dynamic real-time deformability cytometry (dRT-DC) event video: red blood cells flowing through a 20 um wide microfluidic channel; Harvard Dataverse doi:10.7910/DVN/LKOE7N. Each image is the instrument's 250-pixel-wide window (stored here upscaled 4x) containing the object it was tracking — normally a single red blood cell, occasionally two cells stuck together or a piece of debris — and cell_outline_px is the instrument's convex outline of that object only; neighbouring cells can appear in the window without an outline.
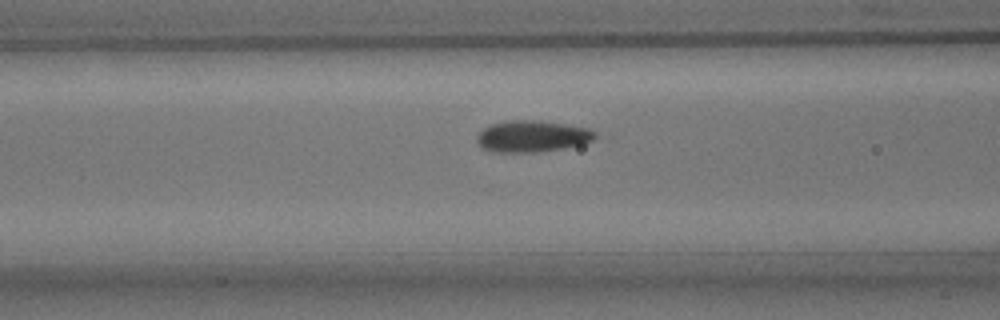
{"species": "common noctule bat (a hibernating species)", "species_latin": "Nyctalus noctula", "temperature_condition": "room temperature", "stored_images_in_passage": 32, "camera_frame_rate_fps": 3000, "um_per_image_px": 0.085, "animal": {"sex": "male", "body_mass_g": 15.6}, "frame": {"image": 1, "passage_image": 6, "time_ms": 1.667, "image_size_px": [1000, 320], "cell_outline_px": [[596, 136], [592, 140], [580, 144], [564, 148], [540, 152], [492, 152], [480, 148], [476, 140], [476, 136], [484, 128], [492, 124], [512, 120], [536, 120], [564, 124], [588, 128]], "centroid_in_image_um": [45.17, 11.6], "position_along_channel_um": 121.4, "area_um2": 21.56}}
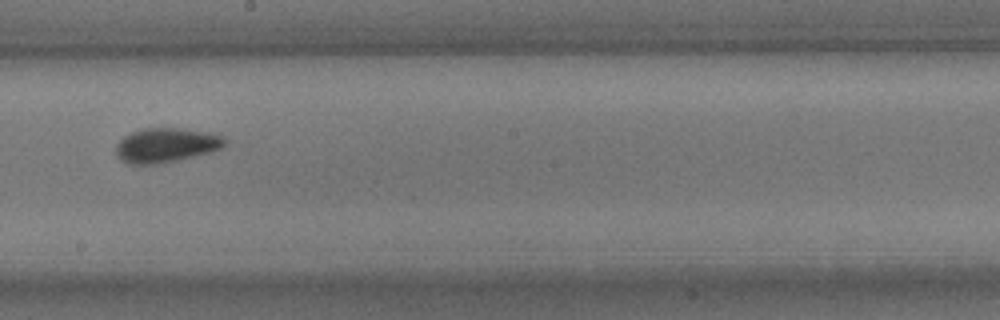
{"frame": {"image": 2, "passage_image": 15, "time_ms": 4.667, "image_size_px": [1000, 320], "cell_outline_px": [[228, 140], [220, 148], [212, 152], [176, 160], [156, 164], [128, 164], [120, 160], [116, 152], [116, 144], [124, 136], [132, 132], [144, 128], [184, 128], [216, 132], [224, 136]], "centroid_in_image_um": [14.16, 12.32], "position_along_channel_um": 234.0, "area_um2": 22.14}}
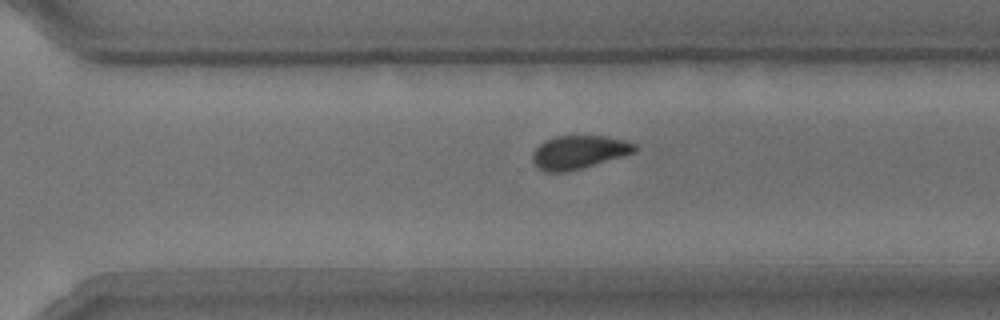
{"frame": {"image": 3, "passage_image": 22, "time_ms": 7.0, "image_size_px": [1000, 320], "cell_outline_px": [[636, 152], [580, 168], [564, 172], [544, 172], [532, 160], [532, 152], [544, 140], [556, 136], [608, 136], [624, 140], [636, 144]], "centroid_in_image_um": [49.19, 12.92], "position_along_channel_um": 321.4, "area_um2": 19.65}, "authors_computed_cell_mechanics": {"area_um2": 20.8658, "velocity_mm_per_s": 3.7506, "shape_relaxation_time_tau1_ms": 3.6312, "shape_relaxation_time_tau2_ms": null, "deformation_change_tau1": 0.1087, "deformation_change_tau2": null}}